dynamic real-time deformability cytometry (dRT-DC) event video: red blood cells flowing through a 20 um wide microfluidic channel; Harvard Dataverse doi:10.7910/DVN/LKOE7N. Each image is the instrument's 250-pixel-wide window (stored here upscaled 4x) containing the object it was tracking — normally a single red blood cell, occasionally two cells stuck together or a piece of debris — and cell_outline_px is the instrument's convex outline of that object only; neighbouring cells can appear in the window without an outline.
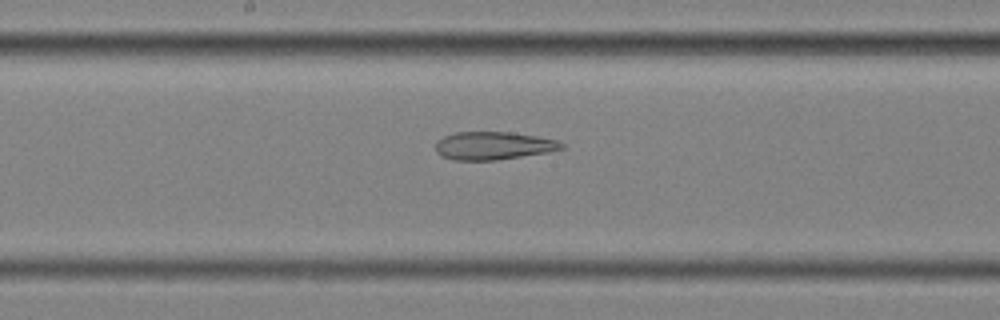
{"species": "common noctule bat (a hibernating species)", "species_latin": "Nyctalus noctula", "temperature_condition": "cold", "stored_images_in_passage": 56, "camera_frame_rate_fps": 3000, "um_per_image_px": 0.085, "animal": {"sex": "female", "body_mass_g": 25.1}, "frame": {"image": 1, "passage_image": 30, "time_ms": 9.667, "image_size_px": [1000, 320], "cell_outline_px": [[564, 148], [548, 152], [496, 160], [452, 160], [440, 156], [436, 152], [436, 140], [444, 136], [456, 132], [512, 132], [536, 136], [556, 140], [564, 144]], "centroid_in_image_um": [41.9, 12.38], "position_along_channel_um": 206.3, "area_um2": 20.58}}
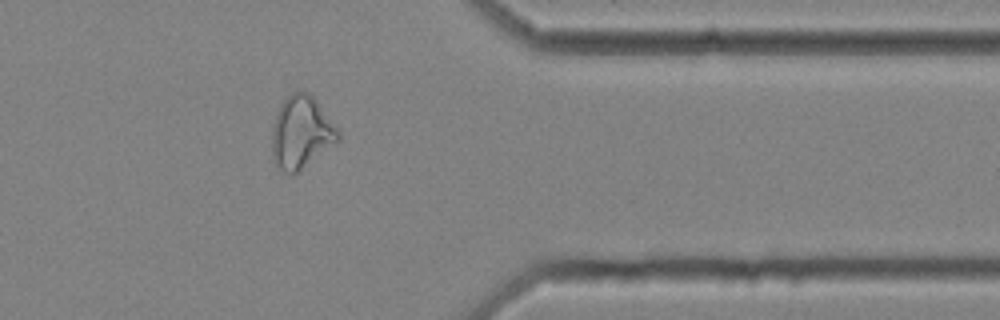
{"frame": {"image": 2, "passage_image": 46, "time_ms": 15.0, "image_size_px": [1000, 320], "cell_outline_px": [[340, 140], [296, 172], [284, 172], [276, 164], [272, 156], [272, 128], [280, 104], [292, 92], [304, 88], [316, 100], [340, 132]], "centroid_in_image_um": [25.6, 11.2], "position_along_channel_um": 385.8, "area_um2": 27.57}}
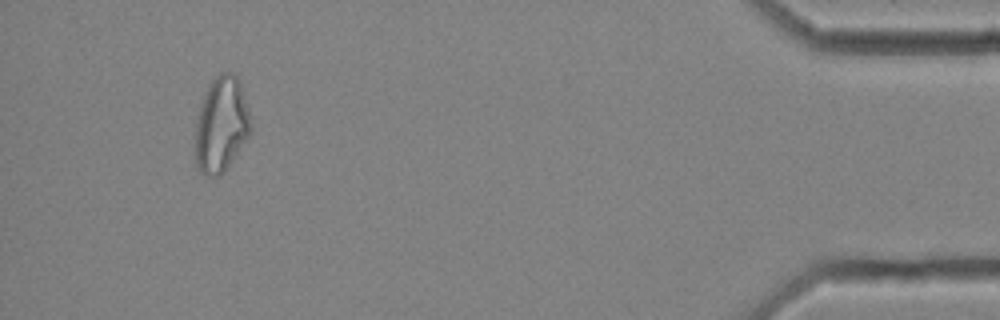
{"frame": {"image": 3, "passage_image": 53, "time_ms": 17.333, "image_size_px": [1000, 320], "cell_outline_px": [[252, 128], [248, 136], [232, 160], [220, 176], [204, 176], [200, 172], [196, 164], [196, 124], [200, 108], [204, 96], [212, 80], [220, 72], [232, 72], [240, 80], [248, 108], [252, 124]], "centroid_in_image_um": [18.83, 10.58], "position_along_channel_um": 416.4, "area_um2": 30.52}, "authors_computed_cell_mechanics": {"area_um2": 28.5532, "velocity_mm_per_s": 3.5819, "shape_relaxation_time_tau1_ms": null, "shape_relaxation_time_tau2_ms": 6.2902, "deformation_change_tau1": null, "deformation_change_tau2": 0.1822}}